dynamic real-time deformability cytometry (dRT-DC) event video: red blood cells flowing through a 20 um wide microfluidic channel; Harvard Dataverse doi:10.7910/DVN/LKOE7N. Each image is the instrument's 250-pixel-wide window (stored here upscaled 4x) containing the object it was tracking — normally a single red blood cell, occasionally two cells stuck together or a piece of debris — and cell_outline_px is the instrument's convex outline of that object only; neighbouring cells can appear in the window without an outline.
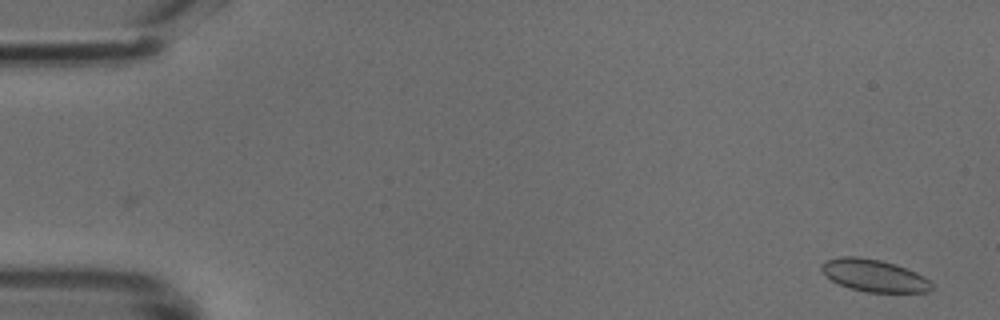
{"species": "common noctule bat (a hibernating species)", "species_latin": "Nyctalus noctula", "temperature_condition": "cold", "stored_images_in_passage": 18, "camera_frame_rate_fps": 3000, "um_per_image_px": 0.085, "animal": {"sex": "male", "body_mass_g": 18.8}, "frame": {"image": 1, "passage_image": 3, "time_ms": 0.667, "image_size_px": [1000, 320], "cell_outline_px": [[932, 288], [928, 292], [868, 292], [852, 288], [840, 284], [824, 276], [820, 268], [820, 264], [828, 260], [840, 256], [856, 256], [880, 260], [896, 264], [916, 272], [924, 276], [932, 284]], "centroid_in_image_um": [74.28, 23.41], "position_along_channel_um": 10.7, "area_um2": 20.63}}